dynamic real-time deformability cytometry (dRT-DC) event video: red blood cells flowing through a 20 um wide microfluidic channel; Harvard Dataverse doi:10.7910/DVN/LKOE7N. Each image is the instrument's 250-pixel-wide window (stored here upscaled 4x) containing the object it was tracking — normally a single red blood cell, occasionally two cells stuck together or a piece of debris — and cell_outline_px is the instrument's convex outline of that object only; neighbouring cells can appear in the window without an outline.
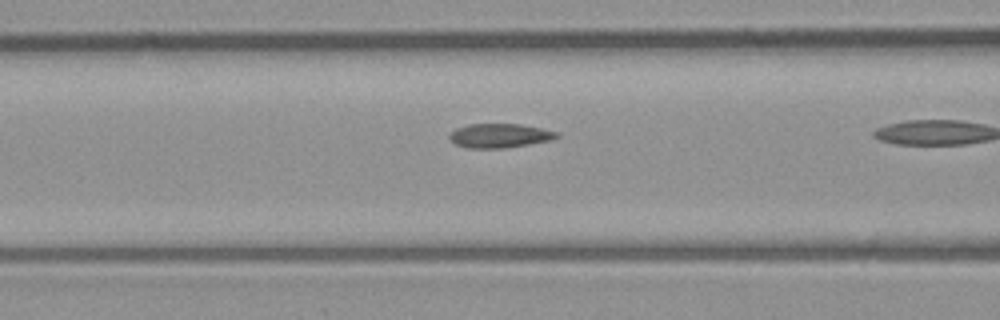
{"species": "common noctule bat (a hibernating species)", "species_latin": "Nyctalus noctula", "temperature_condition": "room temperature", "stored_images_in_passage": 18, "camera_frame_rate_fps": 3000, "um_per_image_px": 0.085, "animal": {"sex": "male", "body_mass_g": 23.1, "forearm_length_mm": 52.7}, "frame": {"image": 1, "passage_image": 13, "time_ms": 4.0, "image_size_px": [1000, 320], "cell_outline_px": [[560, 136], [548, 140], [528, 144], [504, 148], [468, 148], [456, 144], [448, 136], [456, 128], [468, 124], [520, 124], [540, 128], [556, 132]], "centroid_in_image_um": [42.43, 11.52], "position_along_channel_um": 124.2, "area_um2": 14.8}}
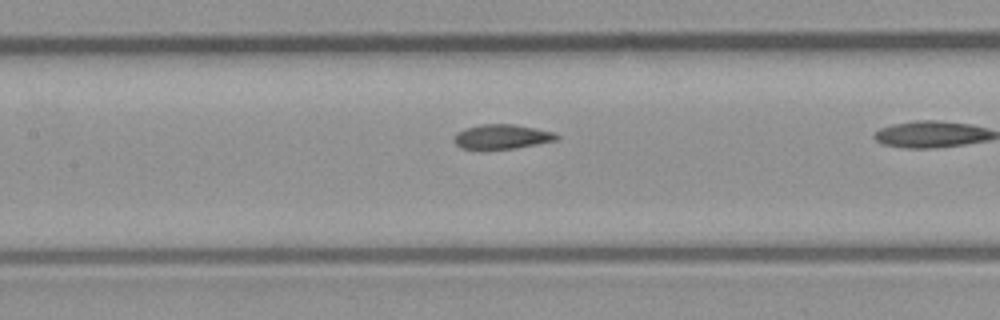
{"frame": {"image": 2, "passage_image": 16, "time_ms": 5.0, "image_size_px": [1000, 320], "cell_outline_px": [[560, 136], [556, 140], [516, 148], [460, 148], [452, 140], [456, 132], [464, 128], [480, 124], [516, 124], [556, 132]], "centroid_in_image_um": [42.66, 11.59], "position_along_channel_um": 164.7, "area_um2": 14.68}}